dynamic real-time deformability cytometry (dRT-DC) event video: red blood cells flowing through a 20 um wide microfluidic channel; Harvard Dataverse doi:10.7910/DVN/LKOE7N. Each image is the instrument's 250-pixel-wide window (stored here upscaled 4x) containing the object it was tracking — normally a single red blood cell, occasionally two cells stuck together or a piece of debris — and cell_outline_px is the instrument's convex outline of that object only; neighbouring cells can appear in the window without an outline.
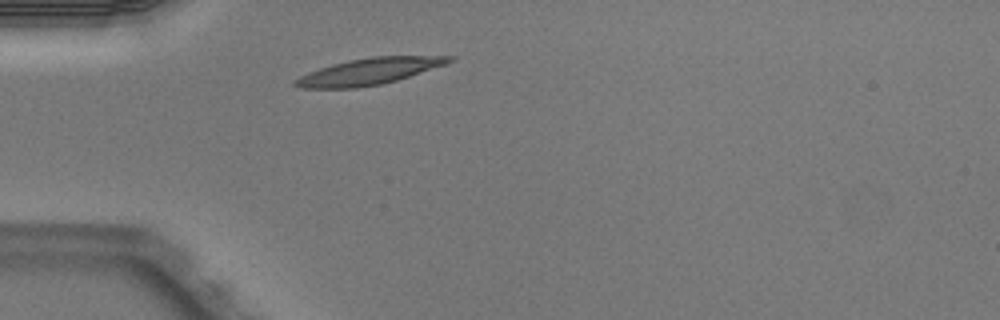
{"species": "Egyptian fruit bat (a non-hibernating species)", "species_latin": "Rousettus aegyptiacus", "temperature_condition": "warm", "stored_images_in_passage": 2, "camera_frame_rate_fps": 3000, "um_per_image_px": 0.085, "animal": {"sex": "male"}, "frame": {"image": 1, "passage_image": 2, "time_ms": 0.333, "image_size_px": [1000, 320], "cell_outline_px": [[456, 60], [448, 64], [396, 80], [380, 84], [356, 88], [300, 88], [292, 84], [292, 80], [308, 72], [332, 64], [348, 60], [372, 56], [456, 56]], "centroid_in_image_um": [31.38, 6.06], "position_along_channel_um": 53.6, "area_um2": 23.81}}